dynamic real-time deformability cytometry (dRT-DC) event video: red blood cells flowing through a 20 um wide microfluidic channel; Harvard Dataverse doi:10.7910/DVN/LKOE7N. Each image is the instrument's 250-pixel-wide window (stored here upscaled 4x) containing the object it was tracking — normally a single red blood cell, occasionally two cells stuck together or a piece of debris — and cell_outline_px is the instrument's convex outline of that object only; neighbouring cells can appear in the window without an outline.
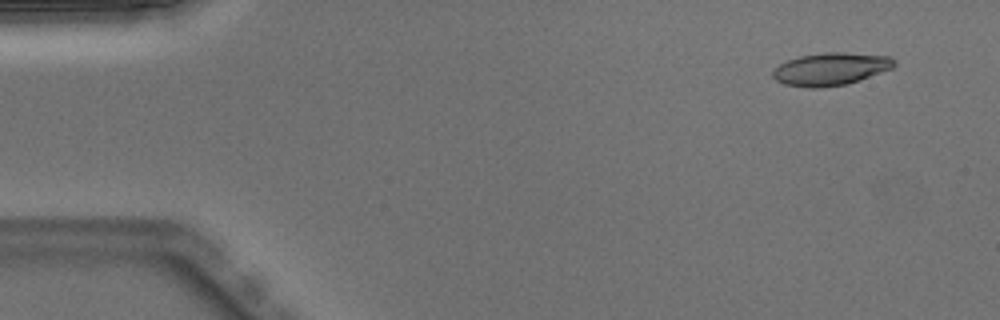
{"species": "Egyptian fruit bat (a non-hibernating species)", "species_latin": "Rousettus aegyptiacus", "temperature_condition": "warm", "stored_images_in_passage": 47, "camera_frame_rate_fps": 3000, "um_per_image_px": 0.085, "animal": {"sex": "male"}, "frame": {"image": 1, "passage_image": 1, "time_ms": 0.0, "image_size_px": [1000, 320], "cell_outline_px": [[896, 64], [892, 68], [844, 84], [816, 88], [808, 88], [784, 84], [776, 80], [772, 76], [772, 72], [780, 64], [788, 60], [800, 56], [824, 52], [844, 52], [892, 56], [896, 60]], "centroid_in_image_um": [70.6, 5.85], "position_along_channel_um": 14.4, "area_um2": 22.83}}
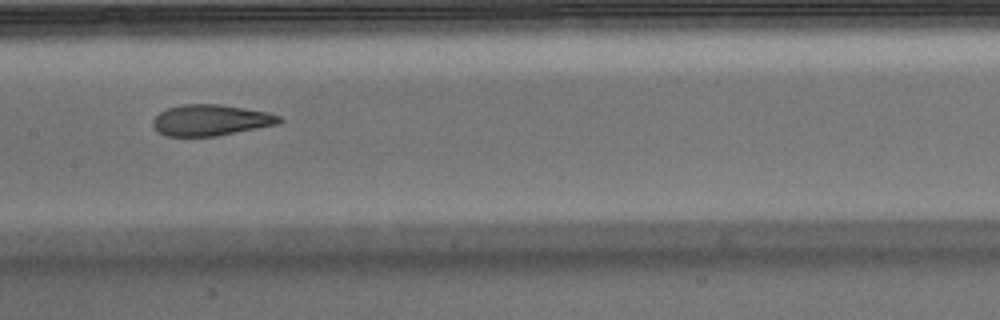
{"frame": {"image": 2, "passage_image": 22, "time_ms": 7.0, "image_size_px": [1000, 320], "cell_outline_px": [[284, 120], [280, 124], [216, 136], [168, 136], [160, 132], [152, 124], [152, 120], [160, 112], [168, 108], [184, 104], [220, 104], [268, 112], [280, 116]], "centroid_in_image_um": [17.96, 10.21], "position_along_channel_um": 189.4, "area_um2": 22.83}}
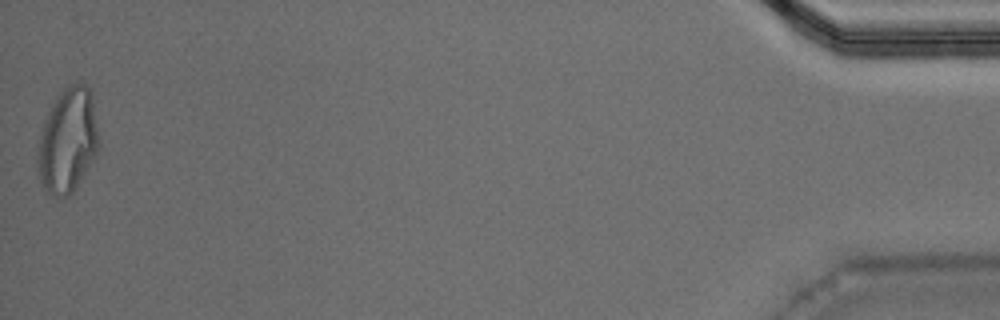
{"frame": {"image": 3, "passage_image": 47, "time_ms": 15.333, "image_size_px": [1000, 320], "cell_outline_px": [[100, 144], [96, 156], [72, 192], [68, 196], [56, 196], [44, 192], [36, 176], [36, 156], [40, 136], [44, 120], [56, 96], [68, 84], [76, 80], [84, 84], [88, 88], [92, 96], [100, 140]], "centroid_in_image_um": [5.73, 11.96], "position_along_channel_um": 429.5, "area_um2": 38.03}, "authors_computed_cell_mechanics": {"area_um2": 23.5824, "velocity_mm_per_s": 4.0186, "shape_relaxation_time_tau1_ms": null, "shape_relaxation_time_tau2_ms": 1.6627, "deformation_change_tau1": null, "deformation_change_tau2": 0.0965}}